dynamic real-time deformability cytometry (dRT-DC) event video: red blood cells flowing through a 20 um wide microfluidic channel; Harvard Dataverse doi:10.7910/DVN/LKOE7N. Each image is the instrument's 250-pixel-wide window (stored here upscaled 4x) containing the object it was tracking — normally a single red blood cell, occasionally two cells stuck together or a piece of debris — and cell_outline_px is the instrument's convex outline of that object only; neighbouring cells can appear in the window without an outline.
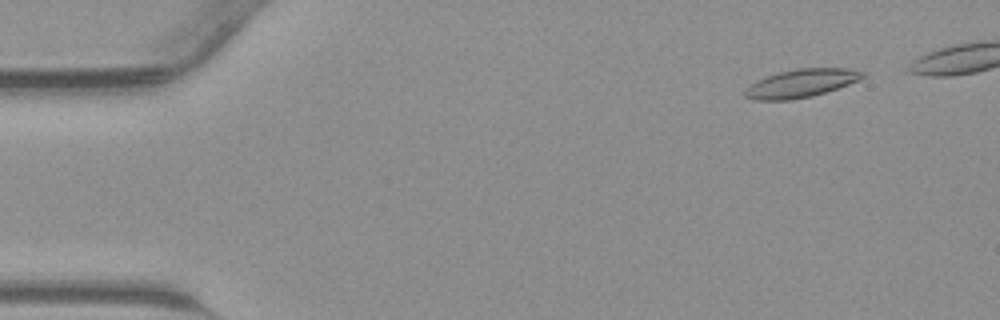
{"species": "common noctule bat (a hibernating species)", "species_latin": "Nyctalus noctula", "temperature_condition": "warm", "stored_images_in_passage": 38, "camera_frame_rate_fps": 3000, "um_per_image_px": 0.085, "animal": {"sex": "male", "body_mass_g": 23.1, "forearm_length_mm": 52.7}, "frame": {"image": 1, "passage_image": 3, "time_ms": 0.667, "image_size_px": [1000, 320], "cell_outline_px": [[868, 76], [860, 80], [812, 96], [792, 100], [752, 100], [744, 96], [744, 88], [756, 80], [780, 72], [796, 68], [848, 68], [864, 72]], "centroid_in_image_um": [68.08, 7.08], "position_along_channel_um": 16.9, "area_um2": 19.42}}
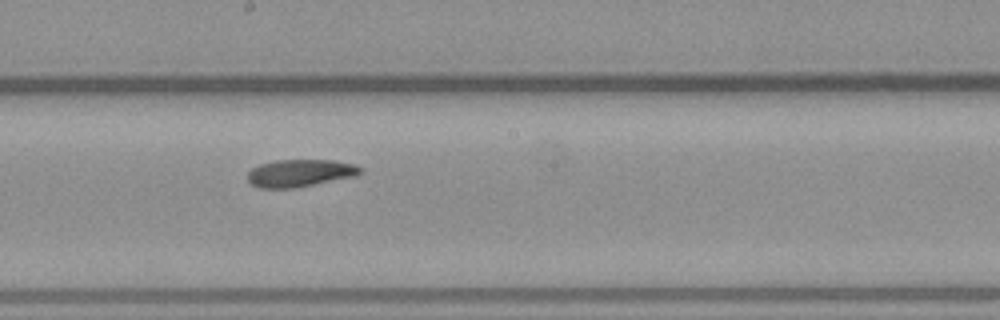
{"frame": {"image": 2, "passage_image": 23, "time_ms": 7.333, "image_size_px": [1000, 320], "cell_outline_px": [[364, 172], [356, 176], [296, 188], [260, 188], [252, 184], [248, 180], [248, 172], [252, 168], [260, 164], [276, 160], [336, 160], [356, 164], [364, 168]], "centroid_in_image_um": [25.57, 14.7], "position_along_channel_um": 222.6, "area_um2": 18.26}}
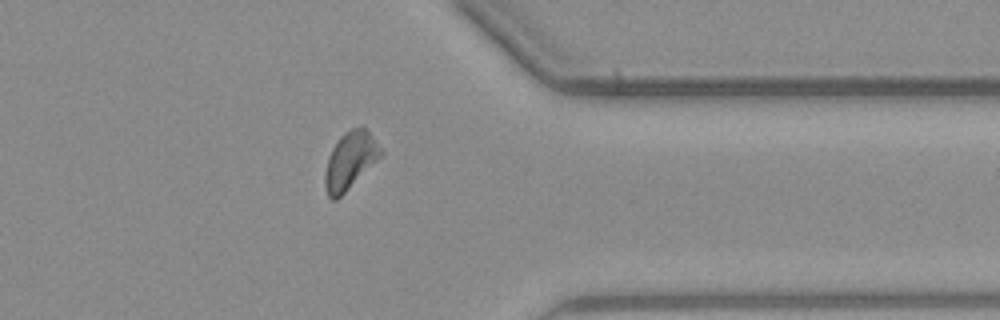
{"frame": {"image": 3, "passage_image": 34, "time_ms": 11.0, "image_size_px": [1000, 320], "cell_outline_px": [[384, 152], [336, 200], [332, 200], [328, 196], [324, 184], [324, 176], [328, 156], [332, 148], [340, 136], [344, 132], [352, 128], [368, 128]], "centroid_in_image_um": [29.74, 13.61], "position_along_channel_um": 381.7, "area_um2": 18.26}}